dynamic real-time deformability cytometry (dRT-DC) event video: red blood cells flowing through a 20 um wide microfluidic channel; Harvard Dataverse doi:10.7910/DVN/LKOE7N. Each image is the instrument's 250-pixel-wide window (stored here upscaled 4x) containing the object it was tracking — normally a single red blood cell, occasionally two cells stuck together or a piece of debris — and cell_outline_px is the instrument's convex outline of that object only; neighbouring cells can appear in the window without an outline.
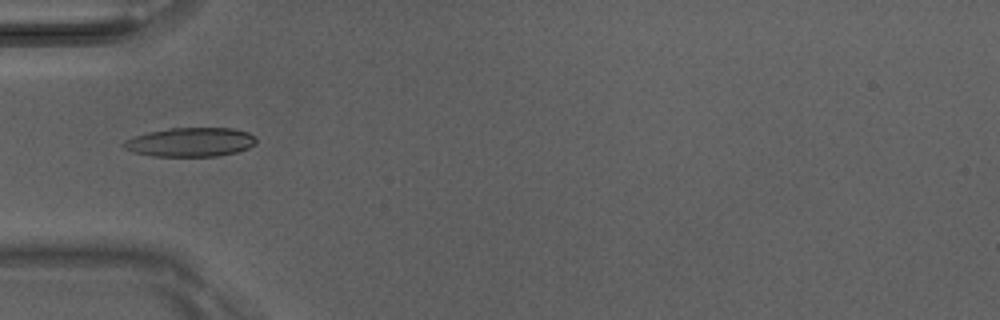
{"species": "Egyptian fruit bat (a non-hibernating species)", "species_latin": "Rousettus aegyptiacus", "temperature_condition": "room temperature", "stored_images_in_passage": 49, "camera_frame_rate_fps": 3000, "um_per_image_px": 0.085, "animal": {"sex": "male"}, "frame": {"image": 1, "passage_image": 16, "time_ms": 5.0, "image_size_px": [1000, 320], "cell_outline_px": [[256, 144], [248, 148], [236, 152], [216, 156], [156, 156], [132, 152], [124, 148], [120, 144], [124, 140], [148, 132], [168, 128], [232, 128], [248, 132], [256, 136]], "centroid_in_image_um": [16.19, 12.08], "position_along_channel_um": 68.8, "area_um2": 22.48}}
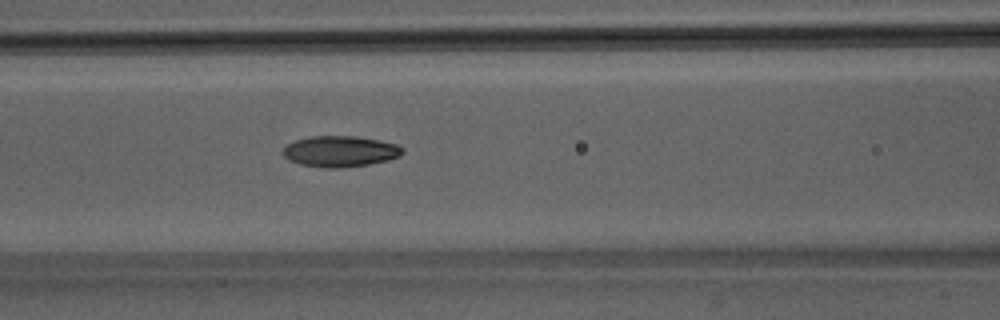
{"frame": {"image": 2, "passage_image": 21, "time_ms": 6.667, "image_size_px": [1000, 320], "cell_outline_px": [[404, 152], [400, 156], [388, 160], [368, 164], [340, 168], [328, 168], [300, 164], [288, 160], [280, 152], [288, 144], [296, 140], [312, 136], [356, 136], [380, 140], [396, 144], [404, 148]], "centroid_in_image_um": [28.92, 12.86], "position_along_channel_um": 137.7, "area_um2": 21.62}}
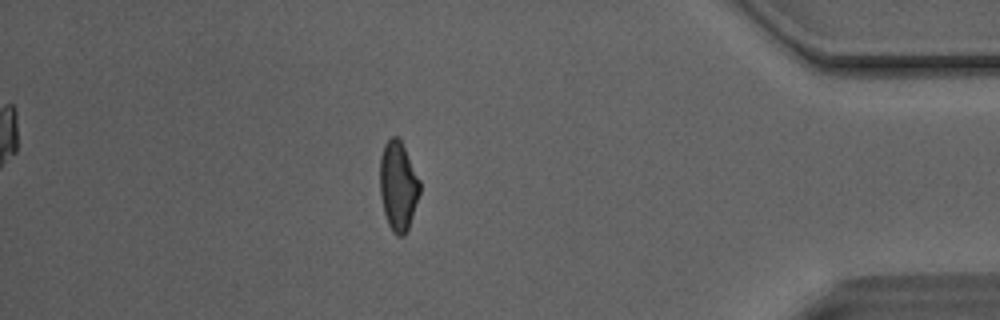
{"frame": {"image": 3, "passage_image": 43, "time_ms": 14.0, "image_size_px": [1000, 320], "cell_outline_px": [[420, 192], [408, 228], [404, 236], [396, 236], [392, 232], [388, 224], [384, 212], [380, 196], [380, 156], [384, 144], [392, 136], [400, 136], [420, 180]], "centroid_in_image_um": [33.84, 15.77], "position_along_channel_um": 401.4, "area_um2": 20.98}, "authors_computed_cell_mechanics": {"area_um2": 21.1548, "velocity_mm_per_s": 4.1344, "shape_relaxation_time_tau1_ms": 5.4205, "shape_relaxation_time_tau2_ms": 3.029, "deformation_change_tau1": 0.1747, "deformation_change_tau2": 0.0965}}